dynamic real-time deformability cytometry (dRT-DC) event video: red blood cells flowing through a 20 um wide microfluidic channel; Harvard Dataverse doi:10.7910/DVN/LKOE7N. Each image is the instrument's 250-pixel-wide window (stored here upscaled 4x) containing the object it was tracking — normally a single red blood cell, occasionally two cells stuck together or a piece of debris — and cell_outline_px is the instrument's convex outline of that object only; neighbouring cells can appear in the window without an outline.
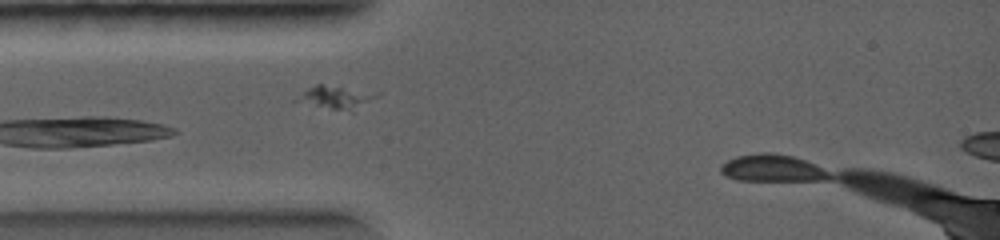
{"species": "common noctule bat (a hibernating species)", "species_latin": "Nyctalus noctula", "temperature_condition": "warm", "stored_images_in_passage": 8, "camera_frame_rate_fps": 5000, "um_per_image_px": 0.085, "animal": {"sex": "female", "body_mass_g": 19.0, "forearm_length_mm": 56.7}, "frame": {"image": 1, "passage_image": 7, "time_ms": 1.0, "image_size_px": [1000, 240], "cell_outline_px": [[380, 96], [352, 112], [292, 104], [292, 100], [308, 88], [316, 84], [324, 84], [380, 92]], "centroid_in_image_um": [28.49, 8.3], "position_along_channel_um": 56.5, "area_um2": 11.56}}